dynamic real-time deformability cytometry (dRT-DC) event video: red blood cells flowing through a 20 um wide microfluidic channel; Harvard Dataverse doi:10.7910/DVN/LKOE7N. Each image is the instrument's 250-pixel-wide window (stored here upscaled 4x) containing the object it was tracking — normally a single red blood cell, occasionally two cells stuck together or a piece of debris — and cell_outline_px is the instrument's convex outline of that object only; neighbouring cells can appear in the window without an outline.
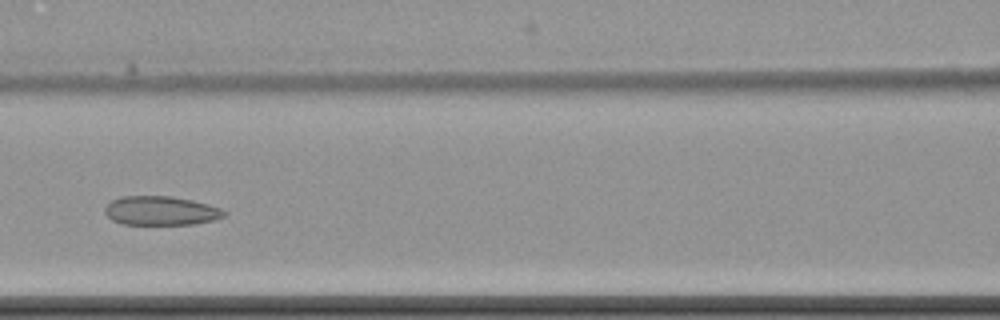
{"species": "common noctule bat (a hibernating species)", "species_latin": "Nyctalus noctula", "temperature_condition": "cold", "stored_images_in_passage": 9, "camera_frame_rate_fps": 3000, "um_per_image_px": 0.085, "animal": {"sex": "female", "body_mass_g": 22.7, "forearm_length_mm": 54.2}, "frame": {"image": 1, "passage_image": 9, "time_ms": 9.333, "image_size_px": [1000, 320], "cell_outline_px": [[228, 212], [224, 216], [212, 220], [192, 224], [124, 224], [112, 220], [104, 212], [104, 208], [112, 200], [120, 196], [168, 196], [192, 200], [208, 204], [220, 208]], "centroid_in_image_um": [13.66, 17.9], "position_along_channel_um": 152.9, "area_um2": 20.06}}